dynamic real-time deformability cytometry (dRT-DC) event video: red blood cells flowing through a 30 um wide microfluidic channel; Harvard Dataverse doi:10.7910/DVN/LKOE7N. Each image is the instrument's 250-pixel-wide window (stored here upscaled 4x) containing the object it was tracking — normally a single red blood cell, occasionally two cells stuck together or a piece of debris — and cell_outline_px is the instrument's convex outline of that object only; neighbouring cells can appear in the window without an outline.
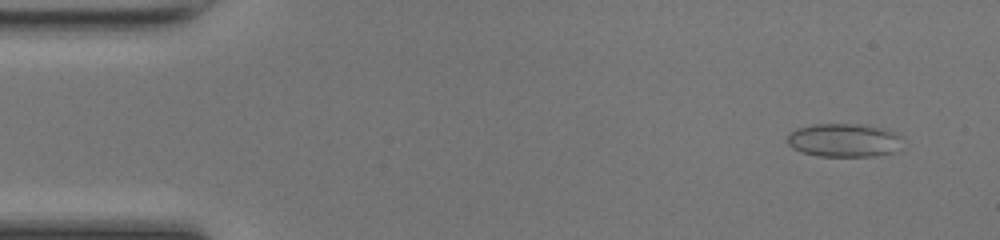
{"species": "common noctule bat (a hibernating species)", "species_latin": "Nyctalus noctula", "temperature_condition": "room temperature", "stored_images_in_passage": 48, "camera_frame_rate_fps": 3000, "um_per_image_px": 0.085, "animal": {"sex": "female", "body_mass_g": 17.0, "forearm_length_mm": 48.0}, "frame": {"image": 1, "passage_image": 3, "time_ms": 0.667, "image_size_px": [1000, 240], "cell_outline_px": [[904, 136], [892, 152], [872, 156], [820, 156], [804, 152], [792, 148], [788, 144], [788, 136], [796, 128], [812, 124], [868, 124], [884, 128], [896, 132]], "centroid_in_image_um": [71.75, 11.89], "position_along_channel_um": 13.3, "area_um2": 22.43}}
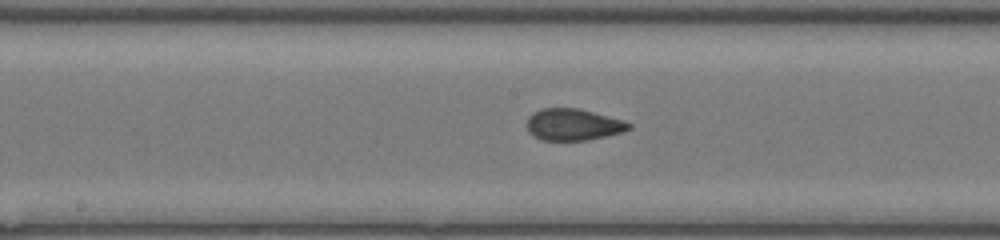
{"frame": {"image": 2, "passage_image": 24, "time_ms": 7.667, "image_size_px": [1000, 240], "cell_outline_px": [[632, 128], [620, 132], [588, 140], [540, 140], [528, 132], [528, 116], [532, 112], [540, 108], [576, 108], [624, 120], [632, 124]], "centroid_in_image_um": [48.69, 10.58], "position_along_channel_um": 199.5, "area_um2": 18.73}}
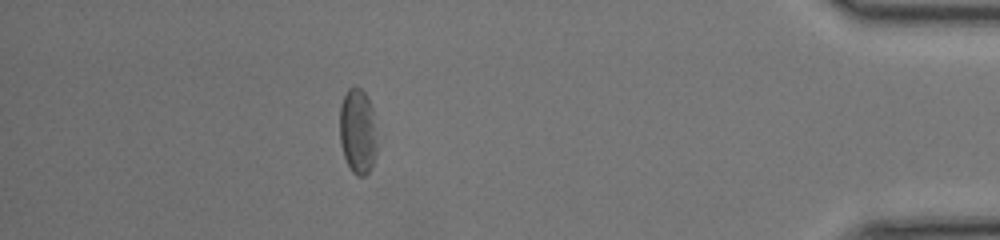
{"frame": {"image": 3, "passage_image": 42, "time_ms": 13.667, "image_size_px": [1000, 240], "cell_outline_px": [[376, 156], [368, 172], [364, 176], [356, 176], [352, 172], [344, 156], [340, 144], [340, 104], [348, 88], [360, 88], [364, 92], [372, 108], [376, 144]], "centroid_in_image_um": [30.39, 11.18], "position_along_channel_um": 404.8, "area_um2": 18.32}, "authors_computed_cell_mechanics": {"area_um2": 19.2474, "velocity_mm_per_s": 4.2979, "shape_relaxation_time_tau1_ms": null, "shape_relaxation_time_tau2_ms": 0.6364, "deformation_change_tau1": null, "deformation_change_tau2": 0.0619}}